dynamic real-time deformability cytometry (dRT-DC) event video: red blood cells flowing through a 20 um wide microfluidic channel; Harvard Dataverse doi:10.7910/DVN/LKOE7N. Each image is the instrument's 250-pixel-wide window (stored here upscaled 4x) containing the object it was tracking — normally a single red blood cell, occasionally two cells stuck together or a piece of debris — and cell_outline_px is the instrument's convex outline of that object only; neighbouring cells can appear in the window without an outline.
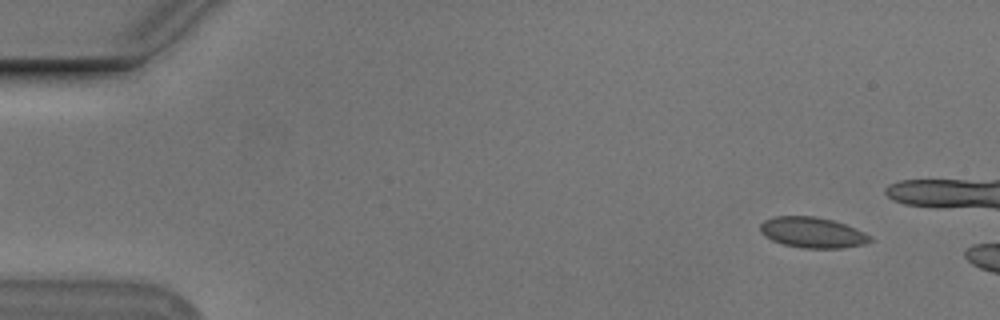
{"species": "Egyptian fruit bat (a non-hibernating species)", "species_latin": "Rousettus aegyptiacus", "temperature_condition": "cold", "stored_images_in_passage": 44, "camera_frame_rate_fps": 3000, "um_per_image_px": 0.085, "animal": {"sex": "male"}, "frame": {"image": 1, "passage_image": 4, "time_ms": 1.0, "image_size_px": [1000, 320], "cell_outline_px": [[872, 240], [864, 244], [844, 248], [804, 248], [784, 244], [772, 240], [764, 236], [760, 232], [760, 224], [764, 220], [776, 216], [816, 216], [832, 220], [856, 228], [872, 236]], "centroid_in_image_um": [69.06, 19.76], "position_along_channel_um": 15.9, "area_um2": 19.65}}
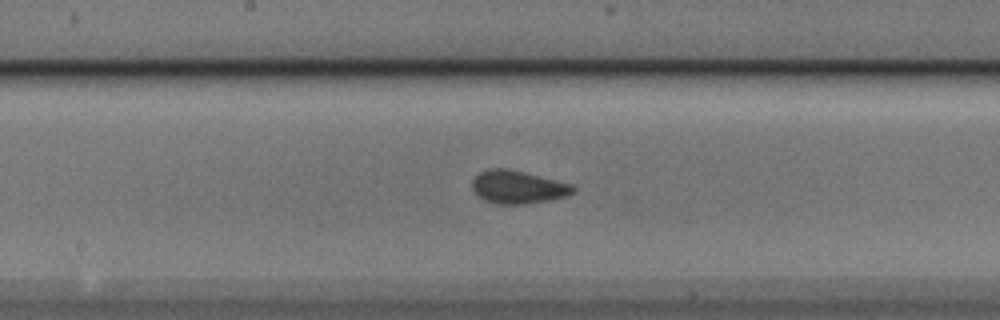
{"frame": {"image": 2, "passage_image": 28, "time_ms": 9.0, "image_size_px": [1000, 320], "cell_outline_px": [[576, 192], [568, 196], [552, 200], [528, 204], [496, 204], [484, 200], [472, 188], [472, 180], [480, 172], [488, 168], [504, 168], [524, 172], [572, 184], [576, 188]], "centroid_in_image_um": [44.06, 15.91], "position_along_channel_um": 204.1, "area_um2": 19.54}}
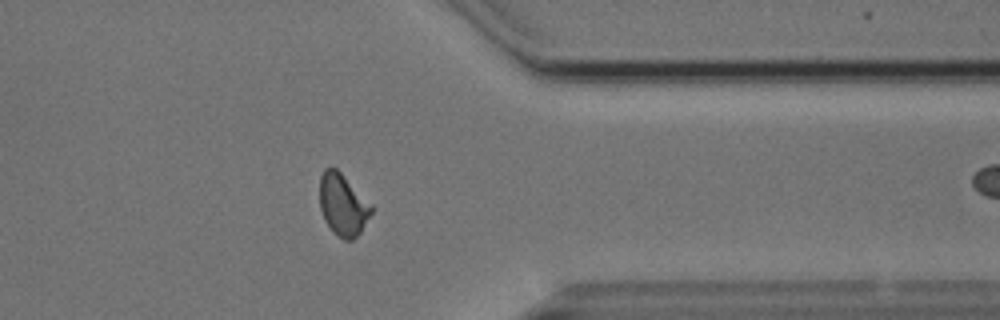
{"frame": {"image": 3, "passage_image": 43, "time_ms": 14.0, "image_size_px": [1000, 320], "cell_outline_px": [[372, 212], [360, 232], [352, 240], [344, 240], [332, 232], [324, 220], [320, 208], [320, 176], [324, 168], [336, 168], [372, 204]], "centroid_in_image_um": [29.13, 17.41], "position_along_channel_um": 382.3, "area_um2": 18.55}}